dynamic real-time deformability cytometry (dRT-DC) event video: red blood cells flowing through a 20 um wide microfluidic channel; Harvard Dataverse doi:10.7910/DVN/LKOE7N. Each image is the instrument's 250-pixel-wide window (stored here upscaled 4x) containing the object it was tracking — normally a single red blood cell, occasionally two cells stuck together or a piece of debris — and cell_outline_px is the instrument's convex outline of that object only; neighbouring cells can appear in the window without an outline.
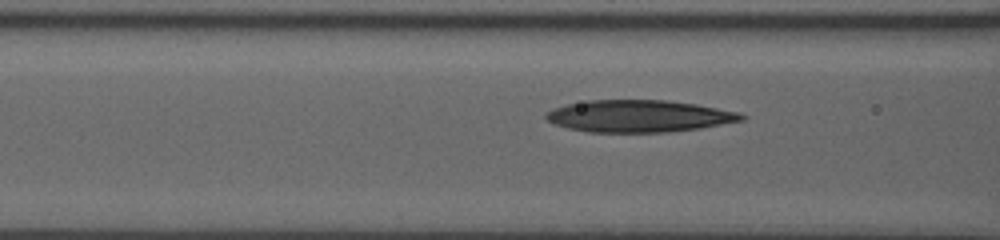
{"species": "human", "species_latin": "Homo sapiens", "temperature_condition": "room temperature", "stored_images_in_passage": 22, "camera_frame_rate_fps": 3000, "um_per_image_px": 0.085, "donor": {"sex": "male"}, "frame": {"image": 1, "passage_image": 19, "time_ms": 6.0, "image_size_px": [1000, 240], "cell_outline_px": [[748, 116], [744, 120], [700, 128], [664, 132], [588, 132], [568, 128], [556, 124], [548, 120], [544, 116], [544, 112], [552, 108], [568, 104], [588, 100], [668, 100], [696, 104], [740, 112]], "centroid_in_image_um": [54.32, 9.86], "position_along_channel_um": 112.3, "area_um2": 36.59}}